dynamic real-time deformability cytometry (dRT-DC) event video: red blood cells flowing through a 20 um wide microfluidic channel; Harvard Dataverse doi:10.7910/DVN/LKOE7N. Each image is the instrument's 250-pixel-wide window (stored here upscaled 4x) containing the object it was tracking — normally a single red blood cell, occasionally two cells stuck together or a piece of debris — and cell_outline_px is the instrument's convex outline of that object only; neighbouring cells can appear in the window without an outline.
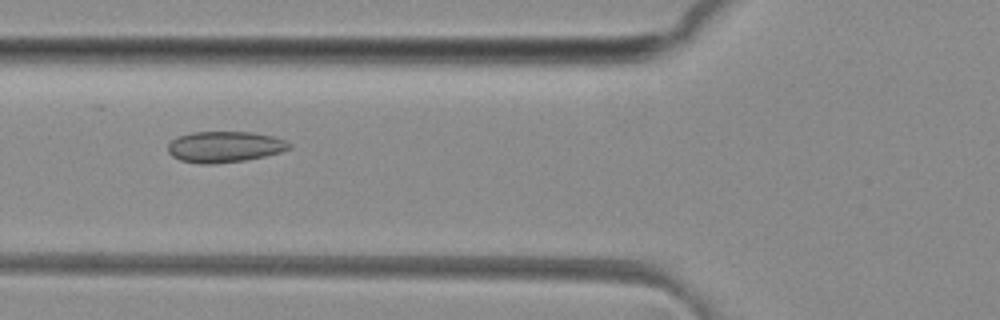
{"species": "common noctule bat (a hibernating species)", "species_latin": "Nyctalus noctula", "temperature_condition": "room temperature", "stored_images_in_passage": 34, "camera_frame_rate_fps": 3000, "um_per_image_px": 0.085, "animal": {"sex": "female", "body_mass_g": 29.2, "forearm_length_mm": 56.3}, "frame": {"image": 1, "passage_image": 3, "time_ms": 0.667, "image_size_px": [1000, 320], "cell_outline_px": [[292, 148], [280, 152], [264, 156], [244, 160], [212, 164], [200, 164], [180, 160], [172, 156], [168, 152], [168, 144], [172, 140], [180, 136], [192, 132], [252, 132], [272, 136], [284, 140], [292, 144]], "centroid_in_image_um": [19.09, 12.48], "position_along_channel_um": 106.7, "area_um2": 21.85}}
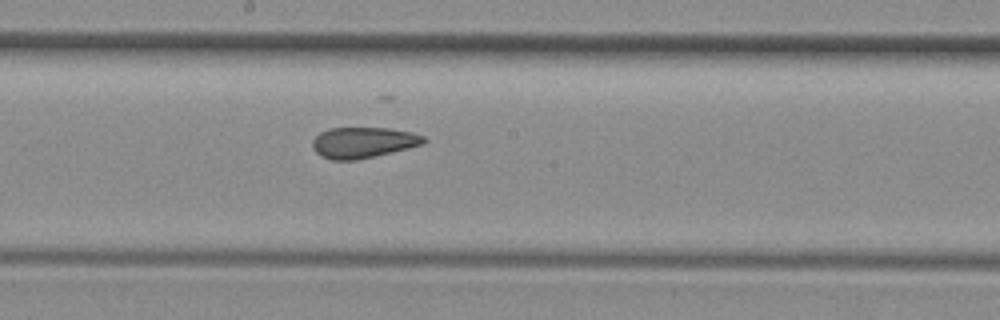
{"frame": {"image": 2, "passage_image": 11, "time_ms": 3.333, "image_size_px": [1000, 320], "cell_outline_px": [[428, 140], [424, 144], [408, 148], [356, 160], [332, 160], [320, 156], [312, 148], [312, 140], [320, 132], [328, 128], [388, 128], [412, 132], [424, 136]], "centroid_in_image_um": [30.86, 12.11], "position_along_channel_um": 217.3, "area_um2": 20.06}}
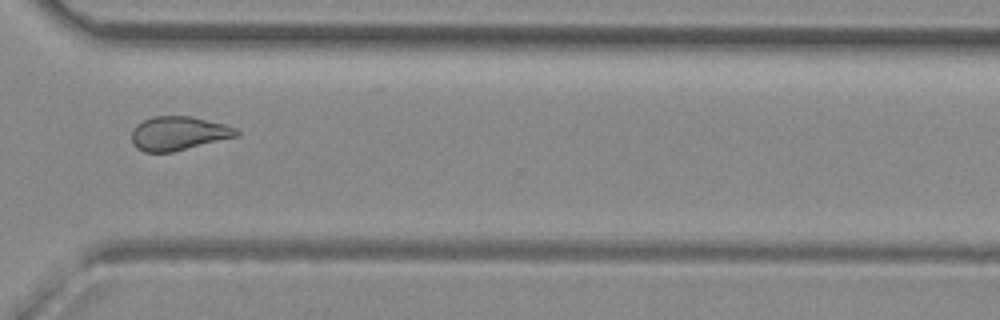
{"frame": {"image": 3, "passage_image": 21, "time_ms": 6.667, "image_size_px": [1000, 320], "cell_outline_px": [[240, 132], [236, 136], [172, 152], [144, 152], [136, 148], [132, 144], [132, 132], [136, 124], [152, 116], [192, 116], [224, 124], [236, 128]], "centroid_in_image_um": [15.13, 11.33], "position_along_channel_um": 355.5, "area_um2": 20.58}}